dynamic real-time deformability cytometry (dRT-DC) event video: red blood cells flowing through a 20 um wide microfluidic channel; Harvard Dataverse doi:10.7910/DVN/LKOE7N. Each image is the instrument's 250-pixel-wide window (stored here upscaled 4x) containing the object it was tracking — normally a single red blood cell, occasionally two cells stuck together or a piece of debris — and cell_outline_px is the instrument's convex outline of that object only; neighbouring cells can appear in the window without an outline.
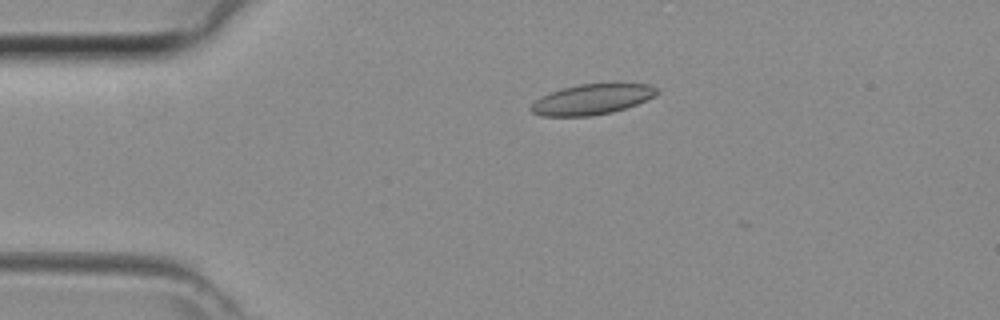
{"species": "common noctule bat (a hibernating species)", "species_latin": "Nyctalus noctula", "temperature_condition": "room temperature", "stored_images_in_passage": 43, "camera_frame_rate_fps": 3000, "um_per_image_px": 0.085, "animal": {"sex": "female", "body_mass_g": 29.2, "forearm_length_mm": 56.3}, "frame": {"image": 1, "passage_image": 9, "time_ms": 2.667, "image_size_px": [1000, 320], "cell_outline_px": [[660, 92], [656, 96], [636, 104], [612, 112], [588, 116], [540, 116], [532, 112], [528, 108], [536, 100], [552, 92], [564, 88], [580, 84], [648, 84], [656, 88]], "centroid_in_image_um": [50.32, 8.45], "position_along_channel_um": 34.7, "area_um2": 21.96}}
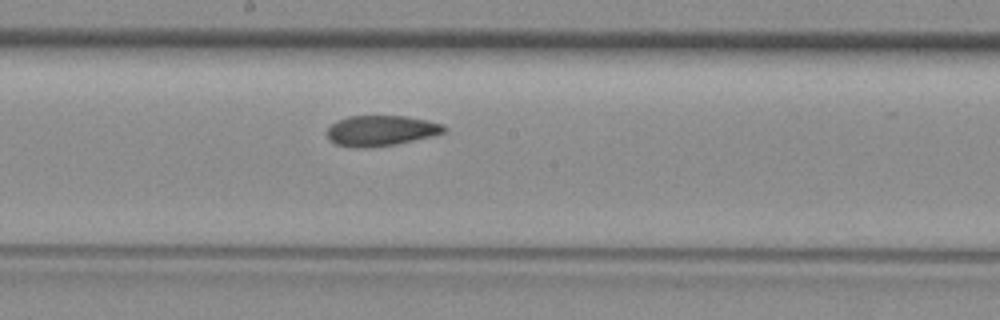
{"frame": {"image": 2, "passage_image": 23, "time_ms": 7.333, "image_size_px": [1000, 320], "cell_outline_px": [[448, 128], [444, 132], [432, 136], [396, 144], [368, 148], [352, 148], [336, 144], [328, 136], [328, 128], [336, 120], [348, 116], [404, 116], [428, 120], [444, 124]], "centroid_in_image_um": [32.4, 11.1], "position_along_channel_um": 215.8, "area_um2": 20.87}}
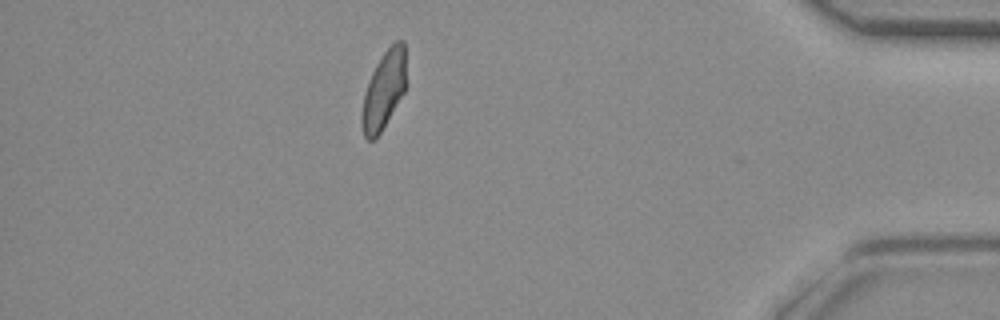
{"frame": {"image": 3, "passage_image": 38, "time_ms": 12.333, "image_size_px": [1000, 320], "cell_outline_px": [[404, 92], [380, 132], [372, 140], [368, 140], [364, 136], [360, 120], [360, 116], [364, 92], [368, 80], [376, 64], [384, 52], [396, 40], [404, 40]], "centroid_in_image_um": [32.57, 7.67], "position_along_channel_um": 402.6, "area_um2": 19.71}}